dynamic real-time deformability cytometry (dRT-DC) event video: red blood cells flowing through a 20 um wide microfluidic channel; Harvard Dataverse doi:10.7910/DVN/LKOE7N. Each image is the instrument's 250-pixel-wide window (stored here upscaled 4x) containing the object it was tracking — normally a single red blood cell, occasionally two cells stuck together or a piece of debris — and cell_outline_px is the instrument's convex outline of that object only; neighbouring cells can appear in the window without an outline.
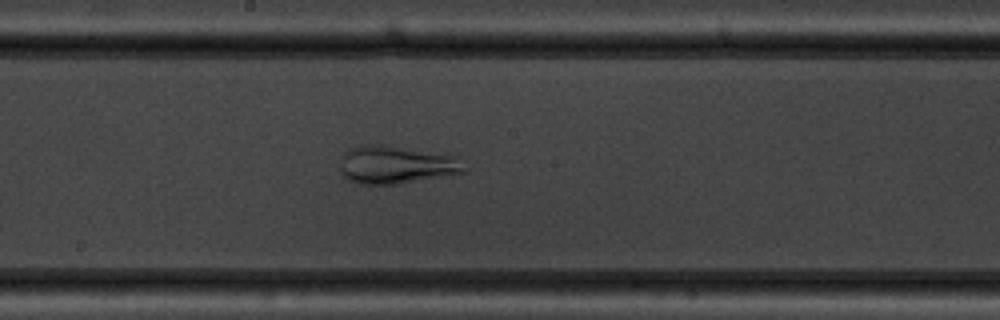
{"species": "common noctule bat (a hibernating species)", "species_latin": "Nyctalus noctula", "temperature_condition": "warm", "stored_images_in_passage": 56, "camera_frame_rate_fps": 3000, "um_per_image_px": 0.085, "animal": {"sex": "male", "body_mass_g": 19.5, "forearm_length_mm": 54.6}, "frame": {"image": 1, "passage_image": 31, "time_ms": 10.0, "image_size_px": [1000, 320], "cell_outline_px": [[464, 172], [396, 184], [356, 184], [348, 180], [344, 176], [344, 152], [348, 148], [360, 144], [384, 144], [456, 156]], "centroid_in_image_um": [33.62, 13.99], "position_along_channel_um": 214.6, "area_um2": 26.82}}
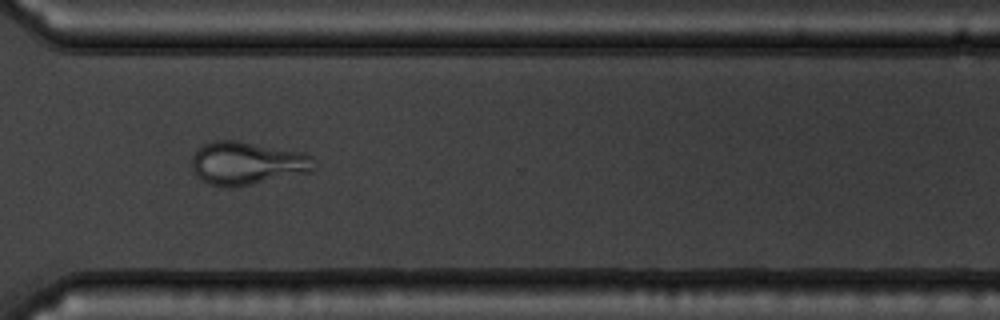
{"frame": {"image": 2, "passage_image": 42, "time_ms": 13.667, "image_size_px": [1000, 320], "cell_outline_px": [[312, 172], [236, 188], [228, 188], [208, 184], [196, 176], [192, 168], [192, 156], [204, 144], [212, 140], [236, 140], [304, 152], [312, 156]], "centroid_in_image_um": [20.99, 13.89], "position_along_channel_um": 349.6, "area_um2": 31.04}}
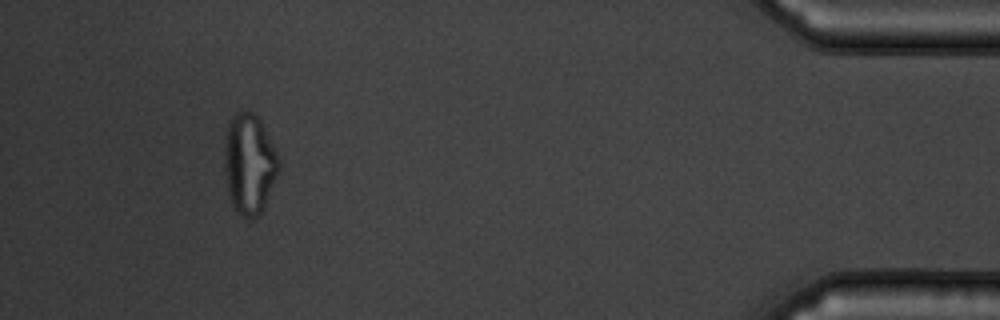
{"frame": {"image": 3, "passage_image": 52, "time_ms": 17.0, "image_size_px": [1000, 320], "cell_outline_px": [[280, 164], [276, 176], [264, 204], [260, 212], [252, 220], [248, 220], [236, 212], [228, 192], [224, 168], [224, 144], [228, 120], [236, 112], [252, 112], [260, 120], [280, 160]], "centroid_in_image_um": [21.15, 13.92], "position_along_channel_um": 414.0, "area_um2": 31.44}}